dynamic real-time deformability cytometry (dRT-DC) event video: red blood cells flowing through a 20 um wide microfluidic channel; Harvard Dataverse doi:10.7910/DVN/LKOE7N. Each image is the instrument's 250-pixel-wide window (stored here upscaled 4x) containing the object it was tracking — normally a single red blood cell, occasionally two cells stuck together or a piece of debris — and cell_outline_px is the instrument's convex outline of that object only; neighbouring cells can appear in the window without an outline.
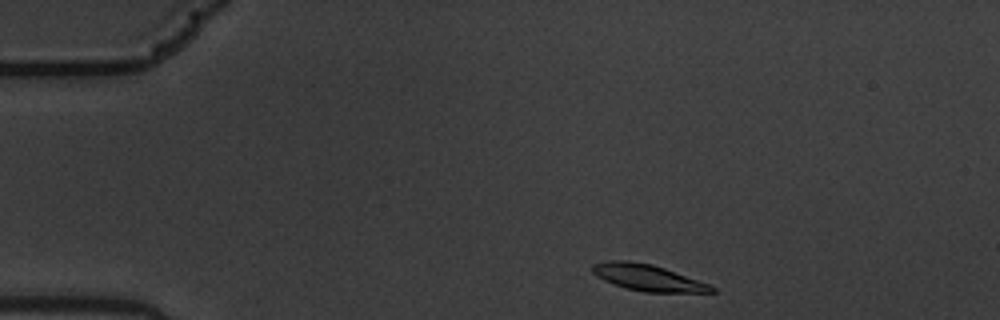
{"species": "common noctule bat (a hibernating species)", "species_latin": "Nyctalus noctula", "temperature_condition": "warm", "stored_images_in_passage": 48, "camera_frame_rate_fps": 3000, "um_per_image_px": 0.085, "animal": {"sex": "male", "body_mass_g": 19.5, "forearm_length_mm": 54.6}, "frame": {"image": 1, "passage_image": 1, "time_ms": 0.0, "image_size_px": [1000, 320], "cell_outline_px": [[716, 292], [644, 292], [628, 288], [604, 280], [596, 276], [592, 272], [592, 264], [608, 260], [632, 260], [652, 264], [664, 268], [708, 284], [716, 288]], "centroid_in_image_um": [55.03, 23.58], "position_along_channel_um": 30.0, "area_um2": 18.09}}
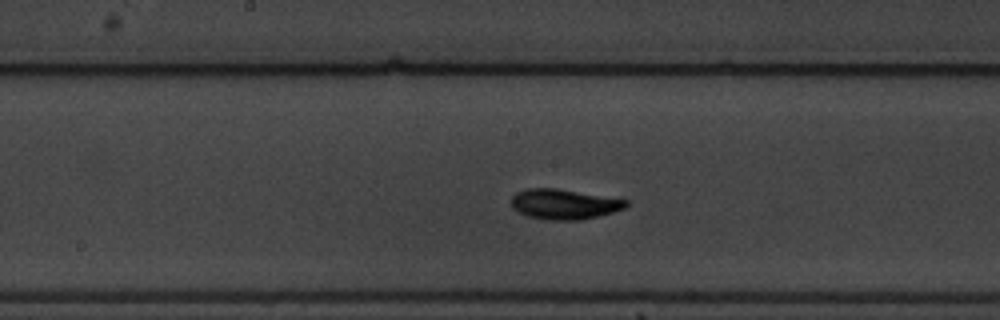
{"frame": {"image": 2, "passage_image": 21, "time_ms": 6.667, "image_size_px": [1000, 320], "cell_outline_px": [[628, 204], [624, 208], [600, 216], [580, 220], [544, 220], [528, 216], [512, 208], [512, 196], [516, 192], [528, 188], [556, 188], [628, 200]], "centroid_in_image_um": [47.93, 17.36], "position_along_channel_um": 200.3, "area_um2": 20.11}}
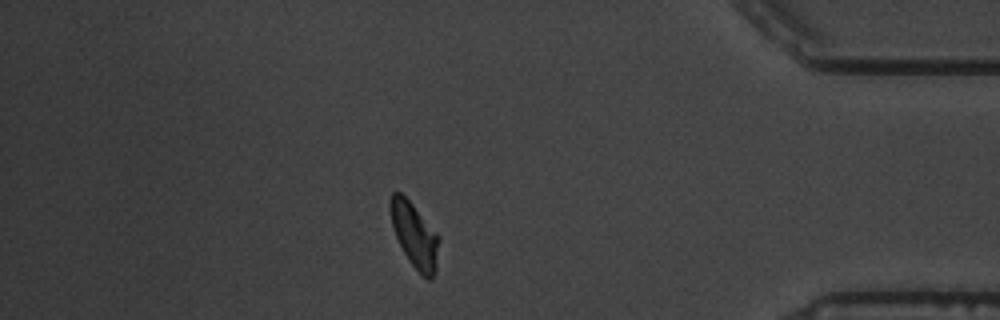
{"frame": {"image": 3, "passage_image": 41, "time_ms": 13.333, "image_size_px": [1000, 320], "cell_outline_px": [[440, 240], [436, 272], [432, 280], [428, 280], [408, 260], [392, 228], [388, 208], [388, 204], [392, 192], [400, 192], [412, 204], [440, 236]], "centroid_in_image_um": [35.24, 19.98], "position_along_channel_um": 400.0, "area_um2": 18.5}, "authors_computed_cell_mechanics": {"area_um2": 18.8428, "velocity_mm_per_s": 3.5021, "shape_relaxation_time_tau1_ms": 2.122, "shape_relaxation_time_tau2_ms": 2.8002, "deformation_change_tau1": 0.1312, "deformation_change_tau2": 0.0721}}